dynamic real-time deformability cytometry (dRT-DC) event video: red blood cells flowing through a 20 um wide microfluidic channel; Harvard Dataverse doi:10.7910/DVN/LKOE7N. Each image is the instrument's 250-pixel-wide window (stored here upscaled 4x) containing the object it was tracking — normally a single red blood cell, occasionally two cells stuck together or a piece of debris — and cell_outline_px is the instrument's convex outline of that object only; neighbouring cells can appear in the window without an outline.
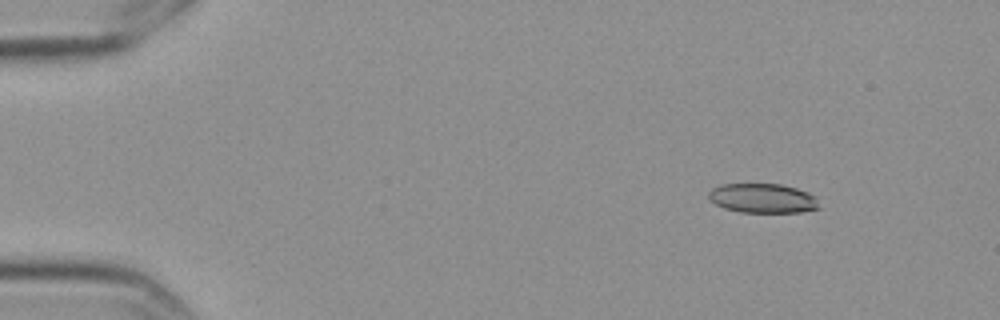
{"species": "Egyptian fruit bat (a non-hibernating species)", "species_latin": "Rousettus aegyptiacus", "temperature_condition": "cold", "stored_images_in_passage": 4, "camera_frame_rate_fps": 3000, "um_per_image_px": 0.085, "frame": {"image": 1, "passage_image": 1, "time_ms": 0.0, "image_size_px": [1000, 320], "cell_outline_px": [[820, 208], [800, 212], [740, 212], [724, 208], [708, 200], [708, 192], [712, 188], [720, 184], [780, 184], [796, 188], [808, 192], [816, 196]], "centroid_in_image_um": [64.82, 16.85], "position_along_channel_um": 20.2, "area_um2": 19.07}}
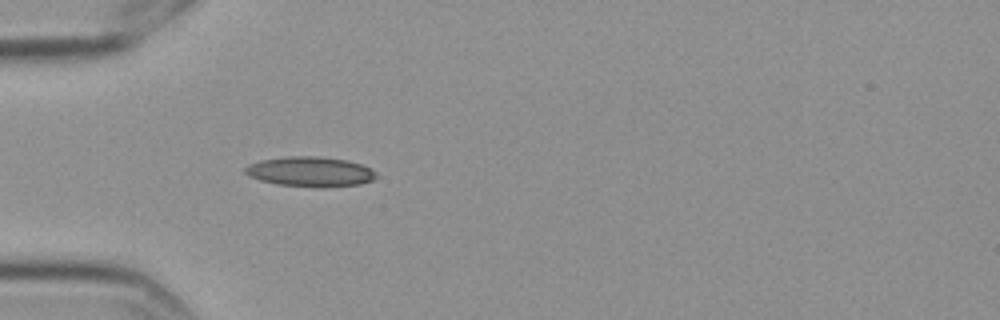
{"frame": {"image": 2, "passage_image": 4, "time_ms": 1.0, "image_size_px": [1000, 320], "cell_outline_px": [[376, 176], [372, 180], [360, 184], [324, 188], [320, 188], [276, 184], [260, 180], [248, 176], [244, 172], [244, 168], [248, 164], [260, 160], [288, 156], [316, 156], [348, 160], [360, 164], [376, 172]], "centroid_in_image_um": [26.34, 14.6], "position_along_channel_um": 58.7, "area_um2": 23.0}}